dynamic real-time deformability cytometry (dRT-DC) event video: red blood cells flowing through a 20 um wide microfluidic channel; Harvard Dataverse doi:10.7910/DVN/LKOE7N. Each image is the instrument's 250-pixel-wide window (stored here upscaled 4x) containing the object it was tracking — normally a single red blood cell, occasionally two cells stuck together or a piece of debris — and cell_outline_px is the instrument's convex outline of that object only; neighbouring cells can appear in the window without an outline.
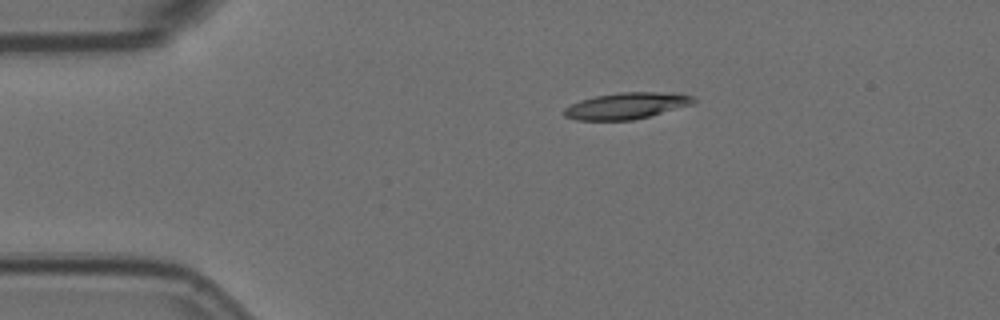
{"species": "Egyptian fruit bat (a non-hibernating species)", "species_latin": "Rousettus aegyptiacus", "temperature_condition": "room temperature", "stored_images_in_passage": 5, "camera_frame_rate_fps": 3000, "um_per_image_px": 0.085, "animal": {"sex": "female"}, "frame": {"image": 1, "passage_image": 1, "time_ms": 0.0, "image_size_px": [1000, 320], "cell_outline_px": [[696, 100], [692, 104], [648, 116], [632, 120], [576, 120], [564, 116], [564, 108], [580, 100], [596, 96], [620, 92], [680, 92], [696, 96]], "centroid_in_image_um": [53.29, 8.97], "position_along_channel_um": 31.7, "area_um2": 19.94}}
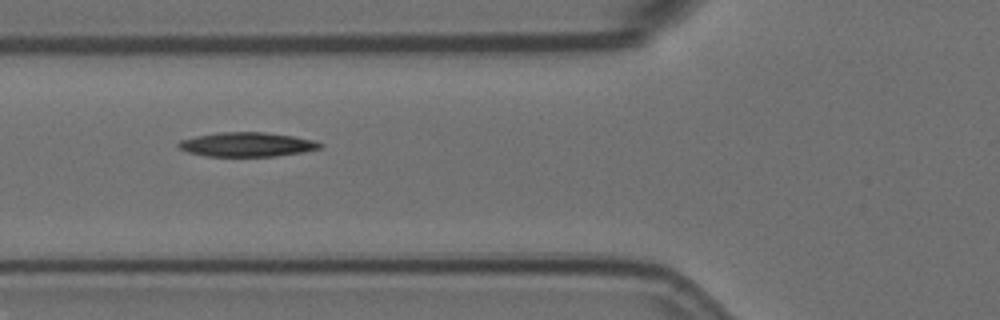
{"frame": {"image": 2, "passage_image": 4, "time_ms": 1.0, "image_size_px": [1000, 320], "cell_outline_px": [[324, 144], [320, 148], [300, 152], [272, 156], [208, 156], [188, 152], [180, 148], [176, 144], [180, 140], [196, 136], [220, 132], [264, 132], [292, 136], [316, 140]], "centroid_in_image_um": [20.99, 12.27], "position_along_channel_um": 104.8, "area_um2": 19.83}}
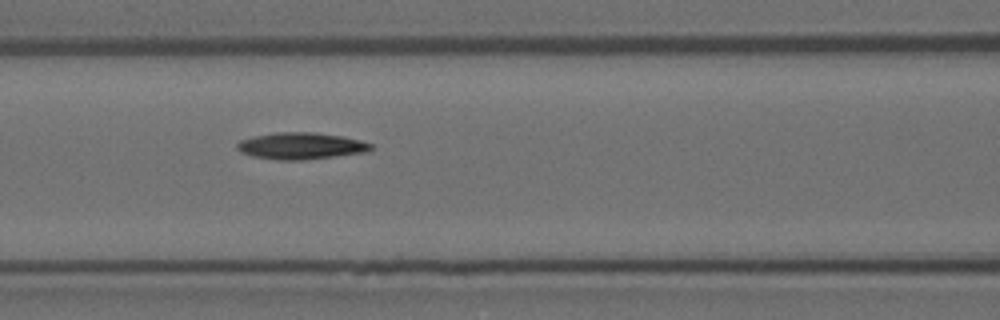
{"frame": {"image": 3, "passage_image": 5, "time_ms": 1.333, "image_size_px": [1000, 320], "cell_outline_px": [[372, 148], [368, 152], [300, 160], [280, 160], [252, 156], [240, 152], [236, 148], [236, 144], [240, 140], [252, 136], [276, 132], [316, 132], [344, 136], [360, 140], [372, 144]], "centroid_in_image_um": [25.56, 12.39], "position_along_channel_um": 141.0, "area_um2": 20.92}}